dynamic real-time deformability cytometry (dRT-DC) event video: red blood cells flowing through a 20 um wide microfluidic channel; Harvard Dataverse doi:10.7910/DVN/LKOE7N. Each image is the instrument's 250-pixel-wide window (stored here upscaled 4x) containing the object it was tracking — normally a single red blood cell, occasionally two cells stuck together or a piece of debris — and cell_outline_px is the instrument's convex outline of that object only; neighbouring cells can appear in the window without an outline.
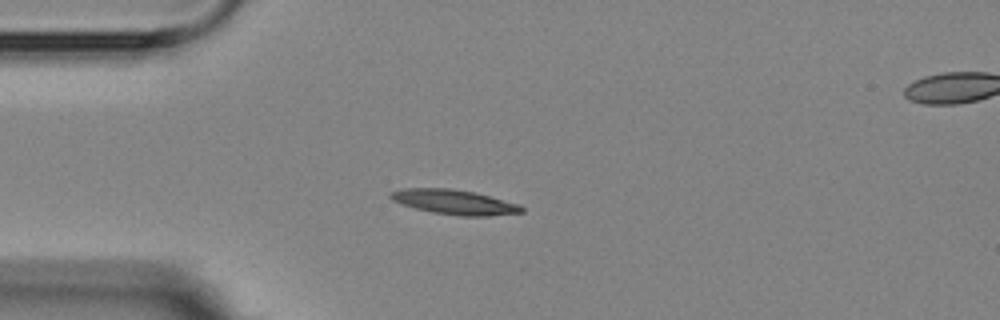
{"species": "Egyptian fruit bat (a non-hibernating species)", "species_latin": "Rousettus aegyptiacus", "temperature_condition": "room temperature", "stored_images_in_passage": 2, "segment_of_instrument_passage": [1, 2], "camera_frame_rate_fps": 3000, "um_per_image_px": 0.085, "animal": {"sex": "female"}, "frame": {"image": 1, "passage_image": 1, "time_ms": 0.0, "image_size_px": [1000, 320], "cell_outline_px": [[524, 212], [488, 216], [460, 216], [432, 212], [400, 204], [392, 200], [388, 196], [388, 192], [404, 188], [452, 188], [472, 192], [520, 204], [524, 208]], "centroid_in_image_um": [38.58, 17.17], "position_along_channel_um": 46.4, "area_um2": 18.9}}